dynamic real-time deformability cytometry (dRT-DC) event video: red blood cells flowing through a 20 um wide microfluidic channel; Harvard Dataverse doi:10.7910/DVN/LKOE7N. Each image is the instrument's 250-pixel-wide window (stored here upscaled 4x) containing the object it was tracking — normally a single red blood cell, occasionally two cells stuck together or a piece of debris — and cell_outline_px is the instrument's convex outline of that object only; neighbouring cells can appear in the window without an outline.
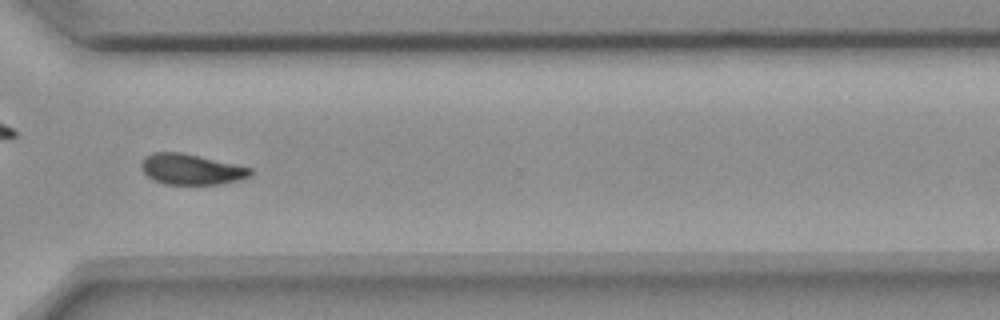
{"species": "common noctule bat (a hibernating species)", "species_latin": "Nyctalus noctula", "temperature_condition": "room temperature", "stored_images_in_passage": 54, "camera_frame_rate_fps": 3000, "um_per_image_px": 0.085, "animal": {"sex": "female", "body_mass_g": 18.4}, "frame": {"image": 1, "passage_image": 39, "time_ms": 12.667, "image_size_px": [1000, 320], "cell_outline_px": [[252, 172], [248, 176], [240, 180], [220, 184], [164, 184], [152, 180], [140, 168], [140, 164], [144, 156], [152, 152], [180, 152], [252, 168]], "centroid_in_image_um": [16.19, 14.39], "position_along_channel_um": 354.4, "area_um2": 19.42}}
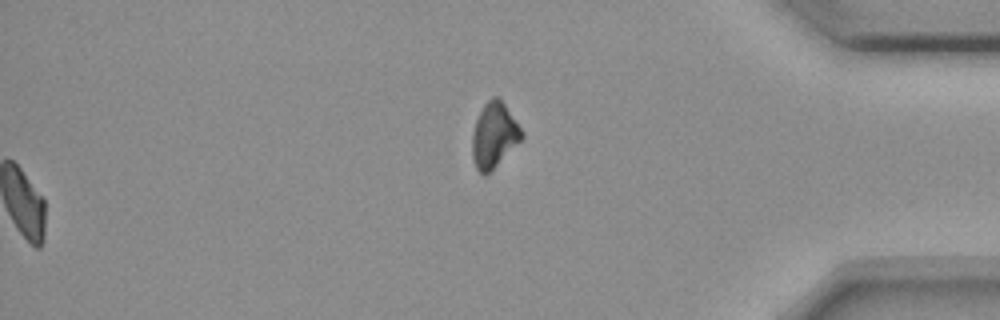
{"frame": {"image": 2, "passage_image": 54, "time_ms": 17.667, "image_size_px": [1000, 320], "cell_outline_px": [[524, 136], [484, 176], [476, 168], [472, 156], [472, 132], [476, 120], [484, 104], [492, 96], [496, 96], [504, 104], [520, 128]], "centroid_in_image_um": [41.95, 11.47], "position_along_channel_um": 393.2, "area_um2": 18.03}, "authors_computed_cell_mechanics": {"area_um2": 20.0855, "velocity_mm_per_s": 3.6393, "shape_relaxation_time_tau1_ms": 10.5054, "shape_relaxation_time_tau2_ms": null, "deformation_change_tau1": 0.1929, "deformation_change_tau2": null}}